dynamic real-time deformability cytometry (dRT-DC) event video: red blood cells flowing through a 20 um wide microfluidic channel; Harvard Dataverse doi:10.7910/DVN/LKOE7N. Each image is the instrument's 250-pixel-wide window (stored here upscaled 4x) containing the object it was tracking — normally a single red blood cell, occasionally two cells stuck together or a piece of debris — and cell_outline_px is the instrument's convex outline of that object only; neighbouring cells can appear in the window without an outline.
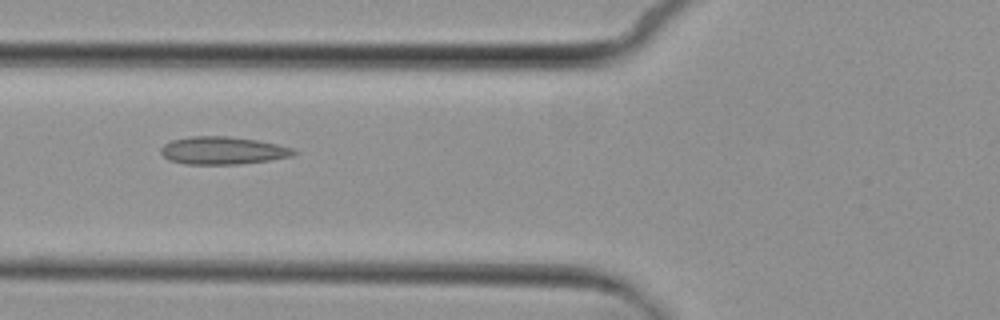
{"species": "common noctule bat (a hibernating species)", "species_latin": "Nyctalus noctula", "temperature_condition": "cold", "stored_images_in_passage": 9, "camera_frame_rate_fps": 3000, "um_per_image_px": 0.085, "animal": {"sex": "female", "body_mass_g": 29.2, "forearm_length_mm": 56.3}, "frame": {"image": 1, "passage_image": 7, "time_ms": 8.0, "image_size_px": [1000, 320], "cell_outline_px": [[296, 152], [292, 156], [268, 160], [240, 164], [184, 164], [168, 160], [160, 152], [160, 148], [164, 144], [172, 140], [192, 136], [228, 136], [256, 140], [276, 144], [292, 148]], "centroid_in_image_um": [18.89, 12.79], "position_along_channel_um": 106.9, "area_um2": 21.33}}
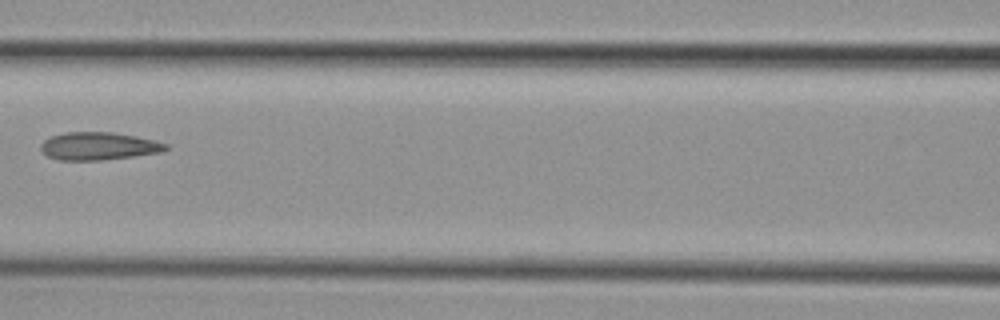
{"frame": {"image": 2, "passage_image": 8, "time_ms": 9.333, "image_size_px": [1000, 320], "cell_outline_px": [[168, 148], [164, 152], [104, 160], [60, 160], [48, 156], [40, 148], [40, 144], [44, 140], [52, 136], [64, 132], [112, 132], [136, 136], [168, 144]], "centroid_in_image_um": [8.39, 12.42], "position_along_channel_um": 158.2, "area_um2": 20.23}}
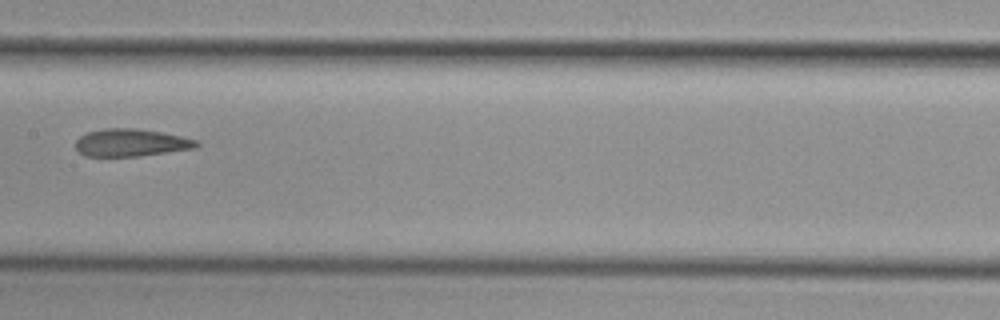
{"frame": {"image": 3, "passage_image": 9, "time_ms": 10.333, "image_size_px": [1000, 320], "cell_outline_px": [[200, 144], [196, 148], [140, 156], [84, 156], [76, 148], [76, 140], [80, 136], [88, 132], [104, 128], [136, 128], [160, 132], [180, 136], [196, 140]], "centroid_in_image_um": [11.13, 12.13], "position_along_channel_um": 196.3, "area_um2": 19.31}}